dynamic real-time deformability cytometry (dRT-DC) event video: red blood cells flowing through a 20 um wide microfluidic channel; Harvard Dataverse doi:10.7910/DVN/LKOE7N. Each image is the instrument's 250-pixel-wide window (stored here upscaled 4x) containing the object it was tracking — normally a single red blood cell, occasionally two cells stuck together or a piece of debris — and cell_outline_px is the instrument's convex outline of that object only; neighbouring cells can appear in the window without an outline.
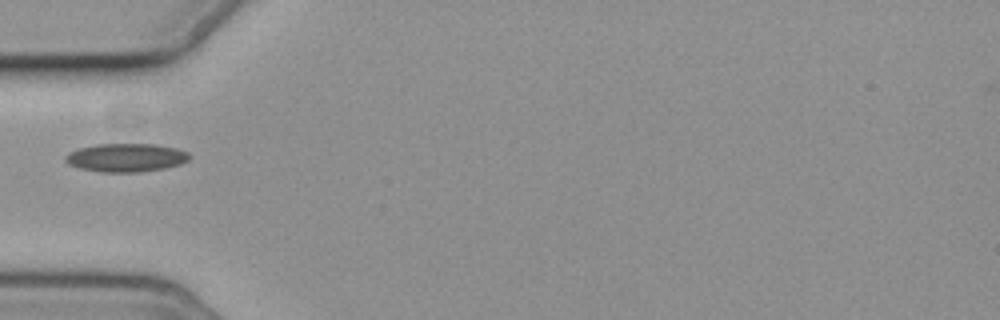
{"species": "common noctule bat (a hibernating species)", "species_latin": "Nyctalus noctula", "temperature_condition": "cold", "stored_images_in_passage": 1, "camera_frame_rate_fps": 3000, "um_per_image_px": 0.085, "animal": {"sex": "female", "body_mass_g": 19.3, "forearm_length_mm": 54.1}, "frame": {"image": 1, "passage_image": 1, "time_ms": 0.0, "image_size_px": [1000, 320], "cell_outline_px": [[192, 156], [188, 160], [180, 164], [164, 168], [136, 172], [100, 172], [80, 168], [68, 164], [64, 160], [64, 156], [68, 152], [80, 148], [96, 144], [156, 144], [176, 148], [188, 152]], "centroid_in_image_um": [10.7, 13.39], "position_along_channel_um": 74.3, "area_um2": 20.58}}